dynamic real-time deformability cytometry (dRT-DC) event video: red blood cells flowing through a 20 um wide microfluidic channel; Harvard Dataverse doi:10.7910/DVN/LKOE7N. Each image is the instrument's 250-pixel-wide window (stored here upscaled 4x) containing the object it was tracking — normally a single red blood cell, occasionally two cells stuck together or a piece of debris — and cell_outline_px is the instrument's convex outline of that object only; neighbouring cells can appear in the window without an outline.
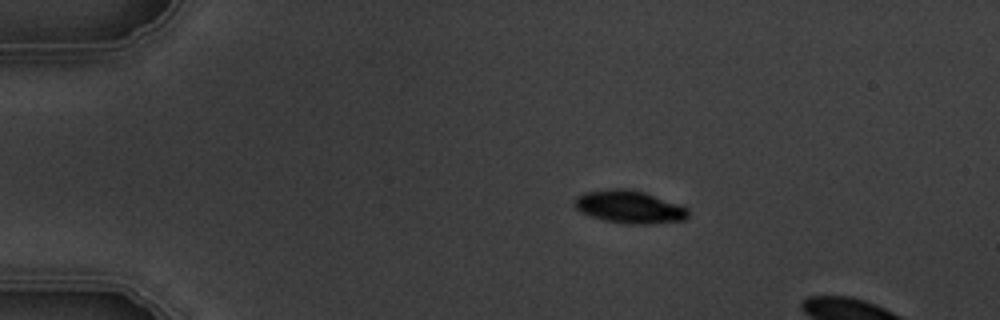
{"species": "common noctule bat (a hibernating species)", "species_latin": "Nyctalus noctula", "temperature_condition": "warm", "stored_images_in_passage": 4, "camera_frame_rate_fps": 3000, "um_per_image_px": 0.085, "animal": {"sex": "male", "body_mass_g": 19.5, "forearm_length_mm": 54.6}, "frame": {"image": 1, "passage_image": 2, "time_ms": 1.333, "image_size_px": [1000, 320], "cell_outline_px": [[688, 216], [684, 220], [648, 224], [632, 224], [604, 220], [592, 216], [576, 208], [572, 204], [572, 200], [576, 196], [584, 192], [608, 188], [628, 188], [644, 192], [688, 208]], "centroid_in_image_um": [53.45, 17.57], "position_along_channel_um": 31.5, "area_um2": 21.62}}